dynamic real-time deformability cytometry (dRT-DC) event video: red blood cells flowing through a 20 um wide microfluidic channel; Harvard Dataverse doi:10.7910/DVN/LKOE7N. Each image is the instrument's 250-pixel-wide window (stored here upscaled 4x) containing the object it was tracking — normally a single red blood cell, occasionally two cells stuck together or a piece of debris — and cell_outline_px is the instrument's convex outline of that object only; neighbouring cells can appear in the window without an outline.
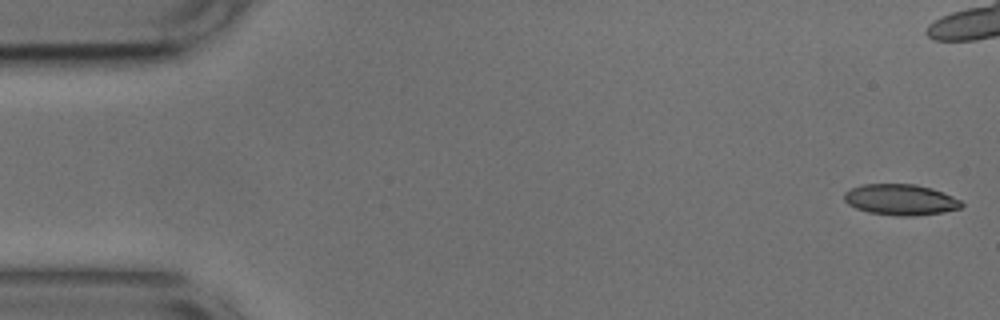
{"species": "common noctule bat (a hibernating species)", "species_latin": "Nyctalus noctula", "temperature_condition": "cold", "stored_images_in_passage": 43, "camera_frame_rate_fps": 3000, "um_per_image_px": 0.085, "animal": {"sex": "male", "body_mass_g": 17.9, "forearm_length_mm": 54.2}, "frame": {"image": 1, "passage_image": 1, "time_ms": 0.0, "image_size_px": [1000, 320], "cell_outline_px": [[964, 204], [960, 208], [940, 212], [912, 216], [896, 216], [868, 212], [856, 208], [848, 204], [844, 200], [844, 192], [852, 188], [864, 184], [916, 184], [932, 188], [952, 196], [960, 200]], "centroid_in_image_um": [76.53, 16.97], "position_along_channel_um": 8.5, "area_um2": 21.04}}
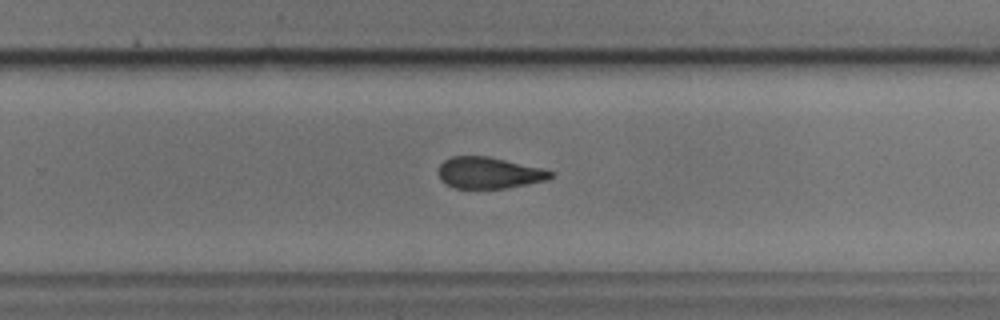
{"frame": {"image": 2, "passage_image": 33, "time_ms": 10.667, "image_size_px": [1000, 320], "cell_outline_px": [[556, 172], [548, 180], [504, 188], [452, 188], [440, 180], [440, 164], [444, 160], [452, 156], [488, 156], [540, 168]], "centroid_in_image_um": [41.56, 14.69], "position_along_channel_um": 288.2, "area_um2": 20.35}}
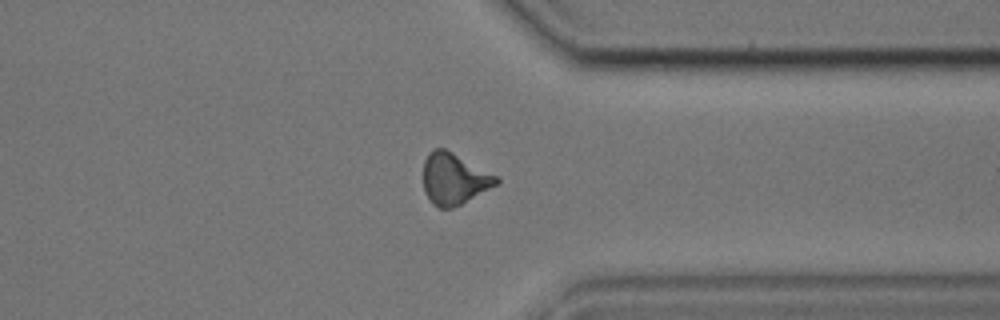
{"frame": {"image": 3, "passage_image": 40, "time_ms": 13.0, "image_size_px": [1000, 320], "cell_outline_px": [[500, 180], [496, 184], [460, 204], [452, 208], [440, 208], [432, 204], [424, 192], [424, 160], [428, 152], [432, 148], [444, 148], [500, 176]], "centroid_in_image_um": [38.58, 15.18], "position_along_channel_um": 372.8, "area_um2": 21.79}}